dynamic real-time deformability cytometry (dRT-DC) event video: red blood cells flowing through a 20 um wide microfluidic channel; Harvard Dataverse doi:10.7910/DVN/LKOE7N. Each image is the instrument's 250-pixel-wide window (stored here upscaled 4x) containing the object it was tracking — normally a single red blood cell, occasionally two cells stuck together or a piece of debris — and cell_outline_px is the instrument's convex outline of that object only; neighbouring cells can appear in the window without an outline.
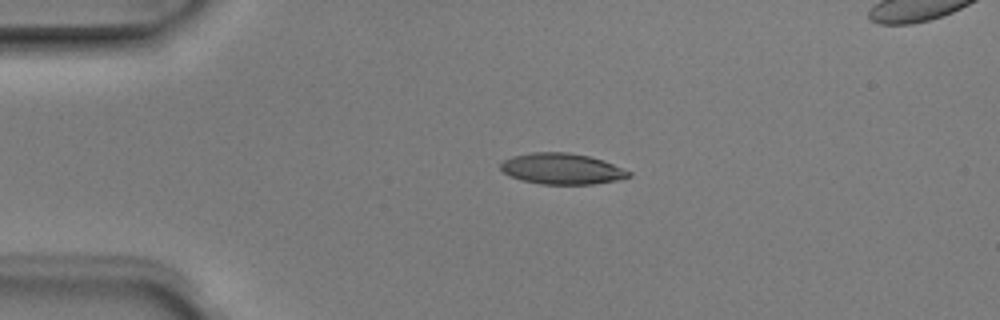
{"species": "Egyptian fruit bat (a non-hibernating species)", "species_latin": "Rousettus aegyptiacus", "temperature_condition": "room temperature", "stored_images_in_passage": 6, "segment_of_instrument_passage": [1, 2], "camera_frame_rate_fps": 3000, "um_per_image_px": 0.085, "animal": {"sex": "male"}, "frame": {"image": 1, "passage_image": 4, "time_ms": 1.0, "image_size_px": [1000, 320], "cell_outline_px": [[632, 176], [616, 180], [592, 184], [544, 184], [524, 180], [512, 176], [504, 172], [500, 168], [500, 164], [504, 160], [512, 156], [532, 152], [568, 152], [588, 156], [604, 160], [632, 172]], "centroid_in_image_um": [47.79, 14.33], "position_along_channel_um": 37.2, "area_um2": 22.95}}